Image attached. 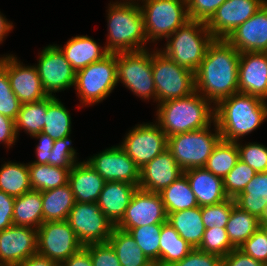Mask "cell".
<instances>
[{"instance_id":"1","label":"cell","mask_w":267,"mask_h":266,"mask_svg":"<svg viewBox=\"0 0 267 266\" xmlns=\"http://www.w3.org/2000/svg\"><path fill=\"white\" fill-rule=\"evenodd\" d=\"M240 52L226 39H214L194 73L195 91L214 106L239 92Z\"/></svg>"},{"instance_id":"2","label":"cell","mask_w":267,"mask_h":266,"mask_svg":"<svg viewBox=\"0 0 267 266\" xmlns=\"http://www.w3.org/2000/svg\"><path fill=\"white\" fill-rule=\"evenodd\" d=\"M214 108V121L225 141L242 140L267 120V101L250 94H232Z\"/></svg>"},{"instance_id":"3","label":"cell","mask_w":267,"mask_h":266,"mask_svg":"<svg viewBox=\"0 0 267 266\" xmlns=\"http://www.w3.org/2000/svg\"><path fill=\"white\" fill-rule=\"evenodd\" d=\"M154 120L167 137L203 129L214 122V105L198 92L156 105Z\"/></svg>"},{"instance_id":"4","label":"cell","mask_w":267,"mask_h":266,"mask_svg":"<svg viewBox=\"0 0 267 266\" xmlns=\"http://www.w3.org/2000/svg\"><path fill=\"white\" fill-rule=\"evenodd\" d=\"M107 36L105 47L109 53L140 51L151 46L144 30L140 4L110 2L106 10Z\"/></svg>"},{"instance_id":"5","label":"cell","mask_w":267,"mask_h":266,"mask_svg":"<svg viewBox=\"0 0 267 266\" xmlns=\"http://www.w3.org/2000/svg\"><path fill=\"white\" fill-rule=\"evenodd\" d=\"M214 39L205 22L188 20L165 39L162 48L157 49L178 65L195 73Z\"/></svg>"},{"instance_id":"6","label":"cell","mask_w":267,"mask_h":266,"mask_svg":"<svg viewBox=\"0 0 267 266\" xmlns=\"http://www.w3.org/2000/svg\"><path fill=\"white\" fill-rule=\"evenodd\" d=\"M117 85L116 53L77 70L74 89L80 102L78 110L101 103Z\"/></svg>"},{"instance_id":"7","label":"cell","mask_w":267,"mask_h":266,"mask_svg":"<svg viewBox=\"0 0 267 266\" xmlns=\"http://www.w3.org/2000/svg\"><path fill=\"white\" fill-rule=\"evenodd\" d=\"M221 139L219 128L214 121L203 129L167 137V149L179 167L185 171L191 168L204 167Z\"/></svg>"},{"instance_id":"8","label":"cell","mask_w":267,"mask_h":266,"mask_svg":"<svg viewBox=\"0 0 267 266\" xmlns=\"http://www.w3.org/2000/svg\"><path fill=\"white\" fill-rule=\"evenodd\" d=\"M152 61V48L116 54L117 84H123L141 100H152L155 103L156 88L152 75Z\"/></svg>"},{"instance_id":"9","label":"cell","mask_w":267,"mask_h":266,"mask_svg":"<svg viewBox=\"0 0 267 266\" xmlns=\"http://www.w3.org/2000/svg\"><path fill=\"white\" fill-rule=\"evenodd\" d=\"M140 8L146 38L154 47L190 20L186 0H144Z\"/></svg>"},{"instance_id":"10","label":"cell","mask_w":267,"mask_h":266,"mask_svg":"<svg viewBox=\"0 0 267 266\" xmlns=\"http://www.w3.org/2000/svg\"><path fill=\"white\" fill-rule=\"evenodd\" d=\"M152 75L156 88V104L184 98L195 92L194 73L153 49Z\"/></svg>"},{"instance_id":"11","label":"cell","mask_w":267,"mask_h":266,"mask_svg":"<svg viewBox=\"0 0 267 266\" xmlns=\"http://www.w3.org/2000/svg\"><path fill=\"white\" fill-rule=\"evenodd\" d=\"M34 65L47 96L57 97L56 92L75 86L76 71L56 44L43 47L38 52L37 64Z\"/></svg>"},{"instance_id":"12","label":"cell","mask_w":267,"mask_h":266,"mask_svg":"<svg viewBox=\"0 0 267 266\" xmlns=\"http://www.w3.org/2000/svg\"><path fill=\"white\" fill-rule=\"evenodd\" d=\"M120 143L126 154L141 169L167 149V136L155 121L143 122L135 124Z\"/></svg>"},{"instance_id":"13","label":"cell","mask_w":267,"mask_h":266,"mask_svg":"<svg viewBox=\"0 0 267 266\" xmlns=\"http://www.w3.org/2000/svg\"><path fill=\"white\" fill-rule=\"evenodd\" d=\"M82 247L67 220L43 222L37 229V254L59 264Z\"/></svg>"},{"instance_id":"14","label":"cell","mask_w":267,"mask_h":266,"mask_svg":"<svg viewBox=\"0 0 267 266\" xmlns=\"http://www.w3.org/2000/svg\"><path fill=\"white\" fill-rule=\"evenodd\" d=\"M67 221L83 246L108 242L115 227L97 203L75 202Z\"/></svg>"},{"instance_id":"15","label":"cell","mask_w":267,"mask_h":266,"mask_svg":"<svg viewBox=\"0 0 267 266\" xmlns=\"http://www.w3.org/2000/svg\"><path fill=\"white\" fill-rule=\"evenodd\" d=\"M86 161L106 182L139 186L140 168L118 144L89 156Z\"/></svg>"},{"instance_id":"16","label":"cell","mask_w":267,"mask_h":266,"mask_svg":"<svg viewBox=\"0 0 267 266\" xmlns=\"http://www.w3.org/2000/svg\"><path fill=\"white\" fill-rule=\"evenodd\" d=\"M0 64L7 70L10 86L21 104L48 97L35 65H25L13 54L0 55Z\"/></svg>"},{"instance_id":"17","label":"cell","mask_w":267,"mask_h":266,"mask_svg":"<svg viewBox=\"0 0 267 266\" xmlns=\"http://www.w3.org/2000/svg\"><path fill=\"white\" fill-rule=\"evenodd\" d=\"M167 213L159 193L137 188L124 217L115 226L123 231L130 228L163 224L167 222Z\"/></svg>"},{"instance_id":"18","label":"cell","mask_w":267,"mask_h":266,"mask_svg":"<svg viewBox=\"0 0 267 266\" xmlns=\"http://www.w3.org/2000/svg\"><path fill=\"white\" fill-rule=\"evenodd\" d=\"M267 0H226L206 22L215 39H226L252 17Z\"/></svg>"},{"instance_id":"19","label":"cell","mask_w":267,"mask_h":266,"mask_svg":"<svg viewBox=\"0 0 267 266\" xmlns=\"http://www.w3.org/2000/svg\"><path fill=\"white\" fill-rule=\"evenodd\" d=\"M37 254V229L11 225L0 231V266H18Z\"/></svg>"},{"instance_id":"20","label":"cell","mask_w":267,"mask_h":266,"mask_svg":"<svg viewBox=\"0 0 267 266\" xmlns=\"http://www.w3.org/2000/svg\"><path fill=\"white\" fill-rule=\"evenodd\" d=\"M238 72L239 93L267 101V53H240Z\"/></svg>"},{"instance_id":"21","label":"cell","mask_w":267,"mask_h":266,"mask_svg":"<svg viewBox=\"0 0 267 266\" xmlns=\"http://www.w3.org/2000/svg\"><path fill=\"white\" fill-rule=\"evenodd\" d=\"M226 40L240 53H267V1L252 17L229 34Z\"/></svg>"},{"instance_id":"22","label":"cell","mask_w":267,"mask_h":266,"mask_svg":"<svg viewBox=\"0 0 267 266\" xmlns=\"http://www.w3.org/2000/svg\"><path fill=\"white\" fill-rule=\"evenodd\" d=\"M183 174L168 149L140 169L138 188L159 193Z\"/></svg>"},{"instance_id":"23","label":"cell","mask_w":267,"mask_h":266,"mask_svg":"<svg viewBox=\"0 0 267 266\" xmlns=\"http://www.w3.org/2000/svg\"><path fill=\"white\" fill-rule=\"evenodd\" d=\"M68 183L75 202L97 203L106 181L83 159L70 170Z\"/></svg>"},{"instance_id":"24","label":"cell","mask_w":267,"mask_h":266,"mask_svg":"<svg viewBox=\"0 0 267 266\" xmlns=\"http://www.w3.org/2000/svg\"><path fill=\"white\" fill-rule=\"evenodd\" d=\"M183 173L196 196L198 206L217 204L229 198L224 190L223 179L204 167L187 169Z\"/></svg>"},{"instance_id":"25","label":"cell","mask_w":267,"mask_h":266,"mask_svg":"<svg viewBox=\"0 0 267 266\" xmlns=\"http://www.w3.org/2000/svg\"><path fill=\"white\" fill-rule=\"evenodd\" d=\"M138 186L126 182H106L97 204L104 215L116 226L124 217Z\"/></svg>"},{"instance_id":"26","label":"cell","mask_w":267,"mask_h":266,"mask_svg":"<svg viewBox=\"0 0 267 266\" xmlns=\"http://www.w3.org/2000/svg\"><path fill=\"white\" fill-rule=\"evenodd\" d=\"M62 47L56 44L65 55L66 60L75 71L103 59L109 54L105 46H101L88 35H76Z\"/></svg>"},{"instance_id":"27","label":"cell","mask_w":267,"mask_h":266,"mask_svg":"<svg viewBox=\"0 0 267 266\" xmlns=\"http://www.w3.org/2000/svg\"><path fill=\"white\" fill-rule=\"evenodd\" d=\"M236 206L260 220L267 217V172L256 173L243 192L234 198Z\"/></svg>"},{"instance_id":"28","label":"cell","mask_w":267,"mask_h":266,"mask_svg":"<svg viewBox=\"0 0 267 266\" xmlns=\"http://www.w3.org/2000/svg\"><path fill=\"white\" fill-rule=\"evenodd\" d=\"M167 222L192 247H199L206 229L202 220L200 206L169 213Z\"/></svg>"},{"instance_id":"29","label":"cell","mask_w":267,"mask_h":266,"mask_svg":"<svg viewBox=\"0 0 267 266\" xmlns=\"http://www.w3.org/2000/svg\"><path fill=\"white\" fill-rule=\"evenodd\" d=\"M43 222L65 221L75 204L72 189L68 184L41 192Z\"/></svg>"},{"instance_id":"30","label":"cell","mask_w":267,"mask_h":266,"mask_svg":"<svg viewBox=\"0 0 267 266\" xmlns=\"http://www.w3.org/2000/svg\"><path fill=\"white\" fill-rule=\"evenodd\" d=\"M43 223V203L41 192L28 191L15 197L13 225L38 229Z\"/></svg>"},{"instance_id":"31","label":"cell","mask_w":267,"mask_h":266,"mask_svg":"<svg viewBox=\"0 0 267 266\" xmlns=\"http://www.w3.org/2000/svg\"><path fill=\"white\" fill-rule=\"evenodd\" d=\"M159 243L161 266H171L179 262L194 249L168 222L162 224Z\"/></svg>"},{"instance_id":"32","label":"cell","mask_w":267,"mask_h":266,"mask_svg":"<svg viewBox=\"0 0 267 266\" xmlns=\"http://www.w3.org/2000/svg\"><path fill=\"white\" fill-rule=\"evenodd\" d=\"M167 215L176 211L192 209L198 206L190 183L183 173L169 186L159 192Z\"/></svg>"},{"instance_id":"33","label":"cell","mask_w":267,"mask_h":266,"mask_svg":"<svg viewBox=\"0 0 267 266\" xmlns=\"http://www.w3.org/2000/svg\"><path fill=\"white\" fill-rule=\"evenodd\" d=\"M28 163L4 161L0 166V191L18 197L31 191Z\"/></svg>"},{"instance_id":"34","label":"cell","mask_w":267,"mask_h":266,"mask_svg":"<svg viewBox=\"0 0 267 266\" xmlns=\"http://www.w3.org/2000/svg\"><path fill=\"white\" fill-rule=\"evenodd\" d=\"M108 242L115 250L121 266H145L151 262L127 231L114 227Z\"/></svg>"},{"instance_id":"35","label":"cell","mask_w":267,"mask_h":266,"mask_svg":"<svg viewBox=\"0 0 267 266\" xmlns=\"http://www.w3.org/2000/svg\"><path fill=\"white\" fill-rule=\"evenodd\" d=\"M72 118L69 109L57 97H47L45 125L42 132L54 141L72 134Z\"/></svg>"},{"instance_id":"36","label":"cell","mask_w":267,"mask_h":266,"mask_svg":"<svg viewBox=\"0 0 267 266\" xmlns=\"http://www.w3.org/2000/svg\"><path fill=\"white\" fill-rule=\"evenodd\" d=\"M261 226V220L241 210L238 206L232 208L229 220L225 227L231 245L239 248L246 240H248L256 230Z\"/></svg>"},{"instance_id":"37","label":"cell","mask_w":267,"mask_h":266,"mask_svg":"<svg viewBox=\"0 0 267 266\" xmlns=\"http://www.w3.org/2000/svg\"><path fill=\"white\" fill-rule=\"evenodd\" d=\"M30 185L32 190L46 191L68 184L71 169L50 164L28 163Z\"/></svg>"},{"instance_id":"38","label":"cell","mask_w":267,"mask_h":266,"mask_svg":"<svg viewBox=\"0 0 267 266\" xmlns=\"http://www.w3.org/2000/svg\"><path fill=\"white\" fill-rule=\"evenodd\" d=\"M47 111V97L43 100L21 104L15 119L16 133L19 138L21 130L32 138L42 132L45 125Z\"/></svg>"},{"instance_id":"39","label":"cell","mask_w":267,"mask_h":266,"mask_svg":"<svg viewBox=\"0 0 267 266\" xmlns=\"http://www.w3.org/2000/svg\"><path fill=\"white\" fill-rule=\"evenodd\" d=\"M239 160L237 142L220 140L207 159L204 168L222 179Z\"/></svg>"},{"instance_id":"40","label":"cell","mask_w":267,"mask_h":266,"mask_svg":"<svg viewBox=\"0 0 267 266\" xmlns=\"http://www.w3.org/2000/svg\"><path fill=\"white\" fill-rule=\"evenodd\" d=\"M162 224L130 228L129 232L150 261L159 263V240Z\"/></svg>"},{"instance_id":"41","label":"cell","mask_w":267,"mask_h":266,"mask_svg":"<svg viewBox=\"0 0 267 266\" xmlns=\"http://www.w3.org/2000/svg\"><path fill=\"white\" fill-rule=\"evenodd\" d=\"M256 171L245 162L238 160L237 164L223 179L224 190L229 198L237 197L246 185L256 175Z\"/></svg>"},{"instance_id":"42","label":"cell","mask_w":267,"mask_h":266,"mask_svg":"<svg viewBox=\"0 0 267 266\" xmlns=\"http://www.w3.org/2000/svg\"><path fill=\"white\" fill-rule=\"evenodd\" d=\"M198 250L207 253L226 256L234 247L231 245L225 228H206Z\"/></svg>"},{"instance_id":"43","label":"cell","mask_w":267,"mask_h":266,"mask_svg":"<svg viewBox=\"0 0 267 266\" xmlns=\"http://www.w3.org/2000/svg\"><path fill=\"white\" fill-rule=\"evenodd\" d=\"M243 141H236L239 150V159L253 168L257 173L267 172V146L258 142H245L244 144Z\"/></svg>"},{"instance_id":"44","label":"cell","mask_w":267,"mask_h":266,"mask_svg":"<svg viewBox=\"0 0 267 266\" xmlns=\"http://www.w3.org/2000/svg\"><path fill=\"white\" fill-rule=\"evenodd\" d=\"M235 205V200L228 198L220 203L201 207V215L205 228H225L232 208Z\"/></svg>"},{"instance_id":"45","label":"cell","mask_w":267,"mask_h":266,"mask_svg":"<svg viewBox=\"0 0 267 266\" xmlns=\"http://www.w3.org/2000/svg\"><path fill=\"white\" fill-rule=\"evenodd\" d=\"M71 135L55 140L50 154V165L64 169H72L79 162L77 150L72 147Z\"/></svg>"},{"instance_id":"46","label":"cell","mask_w":267,"mask_h":266,"mask_svg":"<svg viewBox=\"0 0 267 266\" xmlns=\"http://www.w3.org/2000/svg\"><path fill=\"white\" fill-rule=\"evenodd\" d=\"M21 103L11 89L7 70L0 64V114L17 118Z\"/></svg>"},{"instance_id":"47","label":"cell","mask_w":267,"mask_h":266,"mask_svg":"<svg viewBox=\"0 0 267 266\" xmlns=\"http://www.w3.org/2000/svg\"><path fill=\"white\" fill-rule=\"evenodd\" d=\"M239 249L255 260L267 265V234L261 227Z\"/></svg>"},{"instance_id":"48","label":"cell","mask_w":267,"mask_h":266,"mask_svg":"<svg viewBox=\"0 0 267 266\" xmlns=\"http://www.w3.org/2000/svg\"><path fill=\"white\" fill-rule=\"evenodd\" d=\"M93 266H121L117 254L109 242L85 245Z\"/></svg>"},{"instance_id":"49","label":"cell","mask_w":267,"mask_h":266,"mask_svg":"<svg viewBox=\"0 0 267 266\" xmlns=\"http://www.w3.org/2000/svg\"><path fill=\"white\" fill-rule=\"evenodd\" d=\"M190 20L207 22L226 0H186Z\"/></svg>"},{"instance_id":"50","label":"cell","mask_w":267,"mask_h":266,"mask_svg":"<svg viewBox=\"0 0 267 266\" xmlns=\"http://www.w3.org/2000/svg\"><path fill=\"white\" fill-rule=\"evenodd\" d=\"M171 266H222V257L217 254L202 252L197 248H194L182 260Z\"/></svg>"},{"instance_id":"51","label":"cell","mask_w":267,"mask_h":266,"mask_svg":"<svg viewBox=\"0 0 267 266\" xmlns=\"http://www.w3.org/2000/svg\"><path fill=\"white\" fill-rule=\"evenodd\" d=\"M32 138L37 139V145L35 144L36 159L28 163L35 164H50V154L53 149L54 140L47 134L40 132L34 135Z\"/></svg>"},{"instance_id":"52","label":"cell","mask_w":267,"mask_h":266,"mask_svg":"<svg viewBox=\"0 0 267 266\" xmlns=\"http://www.w3.org/2000/svg\"><path fill=\"white\" fill-rule=\"evenodd\" d=\"M15 197L0 191V231L13 225Z\"/></svg>"},{"instance_id":"53","label":"cell","mask_w":267,"mask_h":266,"mask_svg":"<svg viewBox=\"0 0 267 266\" xmlns=\"http://www.w3.org/2000/svg\"><path fill=\"white\" fill-rule=\"evenodd\" d=\"M16 140H18V136L15 120L0 114V144L10 149L15 145Z\"/></svg>"},{"instance_id":"54","label":"cell","mask_w":267,"mask_h":266,"mask_svg":"<svg viewBox=\"0 0 267 266\" xmlns=\"http://www.w3.org/2000/svg\"><path fill=\"white\" fill-rule=\"evenodd\" d=\"M222 266H264V264L245 254L239 248H234L222 257Z\"/></svg>"},{"instance_id":"55","label":"cell","mask_w":267,"mask_h":266,"mask_svg":"<svg viewBox=\"0 0 267 266\" xmlns=\"http://www.w3.org/2000/svg\"><path fill=\"white\" fill-rule=\"evenodd\" d=\"M60 266H93L88 249L83 246L76 253L71 255Z\"/></svg>"},{"instance_id":"56","label":"cell","mask_w":267,"mask_h":266,"mask_svg":"<svg viewBox=\"0 0 267 266\" xmlns=\"http://www.w3.org/2000/svg\"><path fill=\"white\" fill-rule=\"evenodd\" d=\"M18 266H60V264L50 260L49 258L36 254L27 258Z\"/></svg>"},{"instance_id":"57","label":"cell","mask_w":267,"mask_h":266,"mask_svg":"<svg viewBox=\"0 0 267 266\" xmlns=\"http://www.w3.org/2000/svg\"><path fill=\"white\" fill-rule=\"evenodd\" d=\"M14 29V24L11 21H8L6 16L0 11V45L3 44L7 36Z\"/></svg>"},{"instance_id":"58","label":"cell","mask_w":267,"mask_h":266,"mask_svg":"<svg viewBox=\"0 0 267 266\" xmlns=\"http://www.w3.org/2000/svg\"><path fill=\"white\" fill-rule=\"evenodd\" d=\"M144 0H115V2L118 3H135V4H140L141 2H143Z\"/></svg>"},{"instance_id":"59","label":"cell","mask_w":267,"mask_h":266,"mask_svg":"<svg viewBox=\"0 0 267 266\" xmlns=\"http://www.w3.org/2000/svg\"><path fill=\"white\" fill-rule=\"evenodd\" d=\"M264 232L267 234V217L261 219V226H260Z\"/></svg>"},{"instance_id":"60","label":"cell","mask_w":267,"mask_h":266,"mask_svg":"<svg viewBox=\"0 0 267 266\" xmlns=\"http://www.w3.org/2000/svg\"><path fill=\"white\" fill-rule=\"evenodd\" d=\"M145 266H161L157 261H151L150 263H148Z\"/></svg>"}]
</instances>
